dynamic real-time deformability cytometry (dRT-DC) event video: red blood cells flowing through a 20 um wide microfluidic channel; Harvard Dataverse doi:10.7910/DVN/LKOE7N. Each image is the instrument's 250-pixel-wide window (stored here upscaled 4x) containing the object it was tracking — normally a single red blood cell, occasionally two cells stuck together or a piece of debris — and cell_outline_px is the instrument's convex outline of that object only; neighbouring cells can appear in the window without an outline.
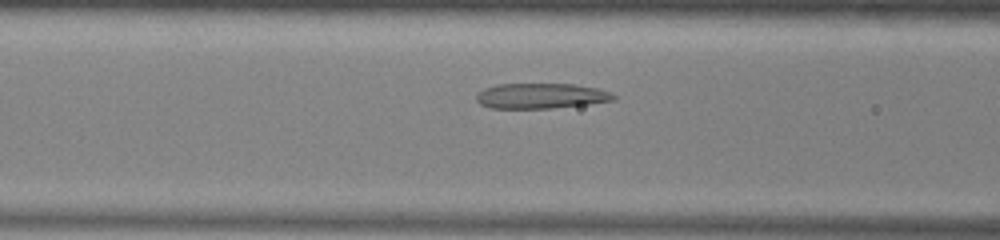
{"species": "common noctule bat (a hibernating species)", "species_latin": "Nyctalus noctula", "temperature_condition": "warm", "stored_images_in_passage": 30, "camera_frame_rate_fps": 3000, "um_per_image_px": 0.085, "animal": {"sex": "male", "body_mass_g": 13.0, "forearm_length_mm": 53.1}, "frame": {"image": 1, "passage_image": 7, "time_ms": 2.0, "image_size_px": [1000, 240], "cell_outline_px": [[616, 100], [588, 104], [552, 108], [488, 108], [480, 104], [476, 100], [476, 96], [484, 88], [496, 84], [572, 84], [596, 88], [608, 92], [616, 96]], "centroid_in_image_um": [45.96, 8.15], "position_along_channel_um": 120.6, "area_um2": 20.17}}
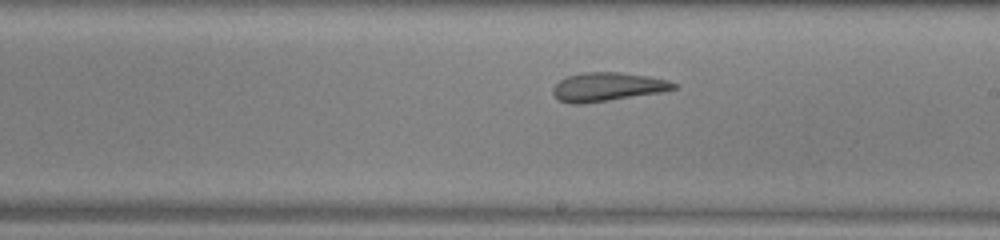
{"frame": {"image": 2, "passage_image": 16, "time_ms": 5.0, "image_size_px": [1000, 240], "cell_outline_px": [[676, 88], [660, 92], [584, 104], [572, 104], [560, 100], [552, 92], [552, 88], [560, 80], [568, 76], [584, 72], [620, 72], [648, 76], [668, 80], [676, 84]], "centroid_in_image_um": [51.61, 7.38], "position_along_channel_um": 237.4, "area_um2": 20.0}}
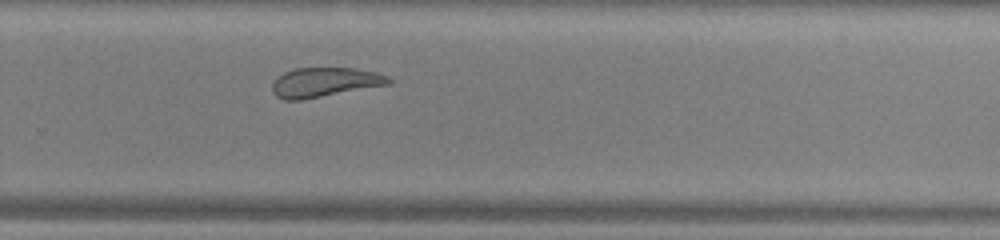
{"frame": {"image": 3, "passage_image": 21, "time_ms": 6.667, "image_size_px": [1000, 240], "cell_outline_px": [[392, 84], [300, 100], [284, 100], [276, 96], [272, 92], [272, 84], [284, 72], [296, 68], [356, 68], [376, 72], [388, 76], [392, 80]], "centroid_in_image_um": [27.63, 6.99], "position_along_channel_um": 302.2, "area_um2": 20.0}, "authors_computed_cell_mechanics": {"area_um2": 20.5768, "velocity_mm_per_s": 3.9012, "shape_relaxation_time_tau1_ms": null, "shape_relaxation_time_tau2_ms": 2.0928, "deformation_change_tau1": null, "deformation_change_tau2": 0.1032}}